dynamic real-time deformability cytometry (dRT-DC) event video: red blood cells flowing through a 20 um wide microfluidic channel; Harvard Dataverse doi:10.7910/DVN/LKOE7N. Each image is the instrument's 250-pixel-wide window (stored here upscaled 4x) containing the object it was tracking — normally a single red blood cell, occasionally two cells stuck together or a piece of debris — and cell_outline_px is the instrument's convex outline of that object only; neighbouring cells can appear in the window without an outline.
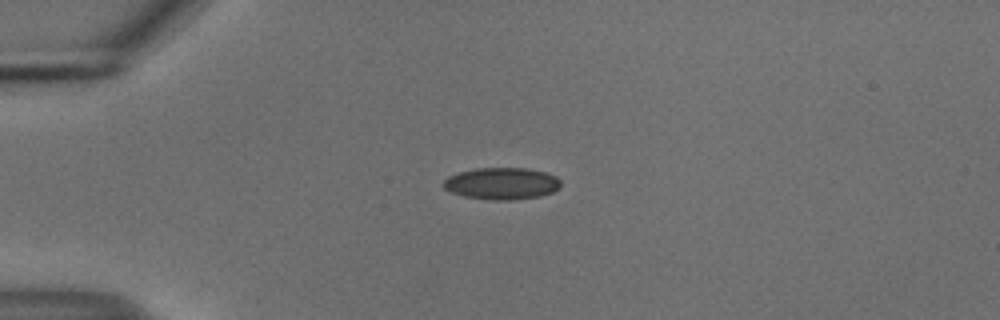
{"species": "common noctule bat (a hibernating species)", "species_latin": "Nyctalus noctula", "temperature_condition": "cold", "stored_images_in_passage": 42, "camera_frame_rate_fps": 3000, "um_per_image_px": 0.085, "animal": {"sex": "male", "body_mass_g": 18.8}, "frame": {"image": 1, "passage_image": 1, "time_ms": 0.0, "image_size_px": [1000, 320], "cell_outline_px": [[560, 188], [552, 192], [540, 196], [512, 200], [492, 200], [464, 196], [452, 192], [444, 188], [444, 180], [448, 176], [460, 172], [476, 168], [528, 168], [544, 172], [556, 176], [560, 180]], "centroid_in_image_um": [42.67, 15.6], "position_along_channel_um": 42.3, "area_um2": 21.73}}
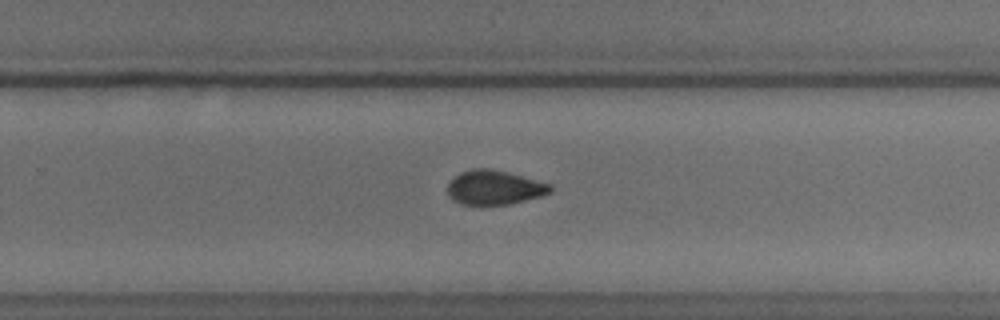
{"frame": {"image": 2, "passage_image": 23, "time_ms": 7.333, "image_size_px": [1000, 320], "cell_outline_px": [[552, 192], [540, 196], [508, 204], [460, 204], [452, 200], [448, 196], [448, 184], [452, 176], [460, 172], [472, 168], [488, 168], [552, 184]], "centroid_in_image_um": [41.97, 15.93], "position_along_channel_um": 287.8, "area_um2": 20.4}}
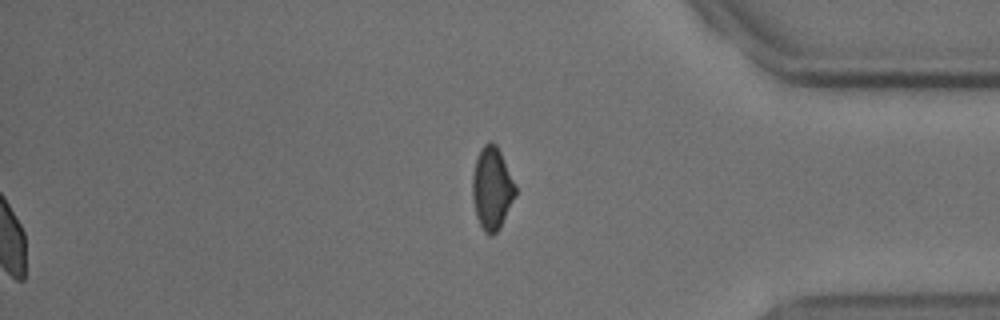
{"frame": {"image": 3, "passage_image": 33, "time_ms": 10.667, "image_size_px": [1000, 320], "cell_outline_px": [[516, 196], [500, 228], [492, 236], [488, 236], [484, 232], [476, 216], [472, 200], [472, 176], [476, 160], [480, 148], [488, 140], [492, 140], [496, 144], [516, 184]], "centroid_in_image_um": [41.82, 16.01], "position_along_channel_um": 393.4, "area_um2": 20.98}, "authors_computed_cell_mechanics": {"area_um2": 21.1259, "velocity_mm_per_s": 3.7378, "shape_relaxation_time_tau1_ms": 5.6193, "shape_relaxation_time_tau2_ms": 2.5632, "deformation_change_tau1": 0.1101, "deformation_change_tau2": 0.0597}}